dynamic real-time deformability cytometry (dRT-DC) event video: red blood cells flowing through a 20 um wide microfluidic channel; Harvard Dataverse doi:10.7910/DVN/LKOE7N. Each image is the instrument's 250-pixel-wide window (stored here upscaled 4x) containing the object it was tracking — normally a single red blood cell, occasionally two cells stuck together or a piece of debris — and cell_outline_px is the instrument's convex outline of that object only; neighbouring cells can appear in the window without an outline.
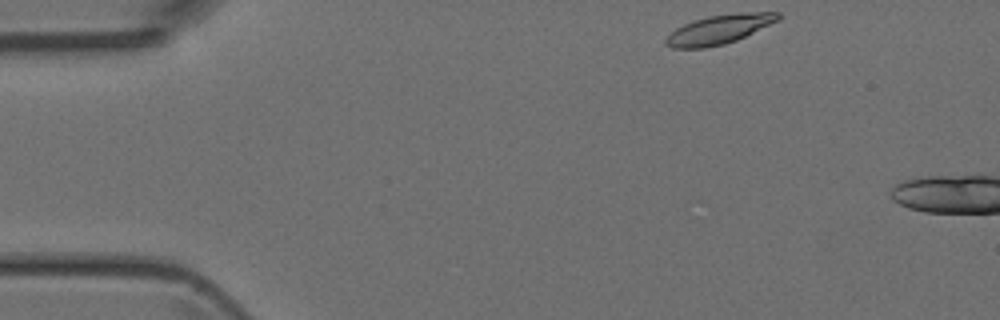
{"species": "Egyptian fruit bat (a non-hibernating species)", "species_latin": "Rousettus aegyptiacus", "temperature_condition": "room temperature", "stored_images_in_passage": 41, "camera_frame_rate_fps": 3000, "um_per_image_px": 0.085, "animal": {"sex": "female"}, "frame": {"image": 1, "passage_image": 1, "time_ms": 0.0, "image_size_px": [1000, 320], "cell_outline_px": [[780, 20], [736, 40], [724, 44], [704, 48], [672, 48], [664, 44], [664, 40], [676, 28], [684, 24], [708, 16], [740, 12], [780, 12]], "centroid_in_image_um": [61.14, 2.49], "position_along_channel_um": 23.9, "area_um2": 18.96}}
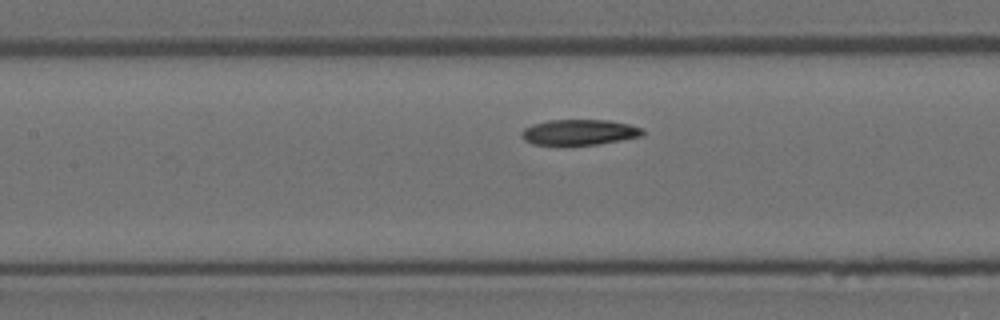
{"frame": {"image": 2, "passage_image": 17, "time_ms": 5.333, "image_size_px": [1000, 320], "cell_outline_px": [[644, 136], [600, 144], [532, 144], [524, 140], [520, 136], [520, 132], [524, 128], [532, 124], [548, 120], [608, 120], [628, 124], [644, 128]], "centroid_in_image_um": [49.25, 11.23], "position_along_channel_um": 158.1, "area_um2": 18.09}}
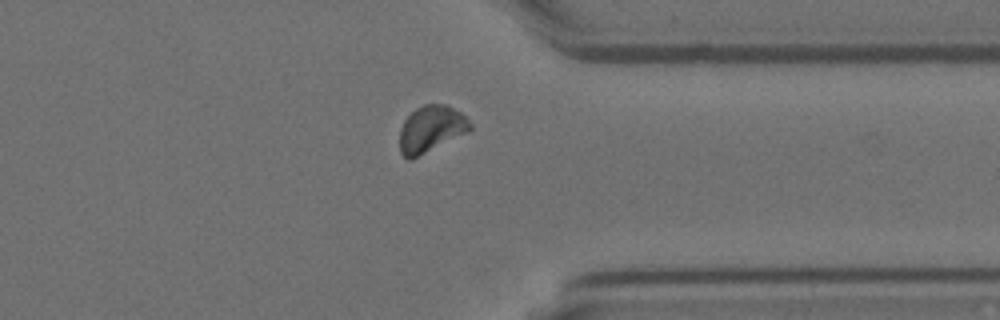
{"frame": {"image": 3, "passage_image": 34, "time_ms": 11.0, "image_size_px": [1000, 320], "cell_outline_px": [[472, 128], [468, 132], [412, 160], [408, 160], [400, 152], [400, 128], [404, 120], [416, 108], [424, 104], [444, 104], [460, 112], [472, 124]], "centroid_in_image_um": [36.62, 10.98], "position_along_channel_um": 374.8, "area_um2": 19.13}}